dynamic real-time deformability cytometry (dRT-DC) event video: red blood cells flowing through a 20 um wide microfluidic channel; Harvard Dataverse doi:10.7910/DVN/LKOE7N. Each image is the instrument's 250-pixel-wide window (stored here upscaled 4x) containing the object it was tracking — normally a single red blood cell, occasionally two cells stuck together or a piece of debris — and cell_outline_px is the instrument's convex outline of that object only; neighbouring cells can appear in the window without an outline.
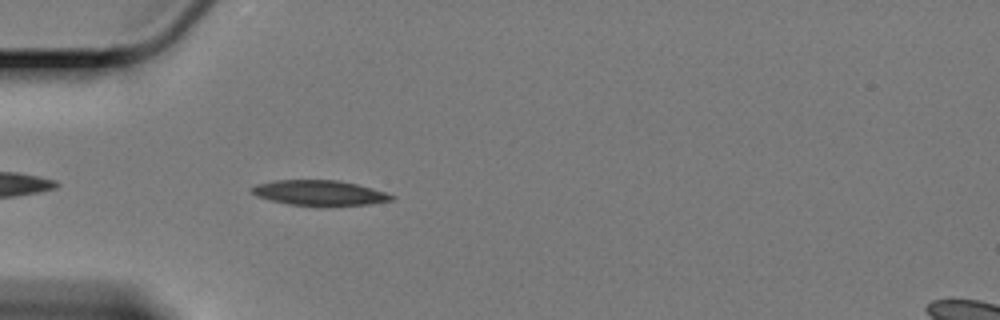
{"species": "Egyptian fruit bat (a non-hibernating species)", "species_latin": "Rousettus aegyptiacus", "temperature_condition": "cold", "stored_images_in_passage": 29, "camera_frame_rate_fps": 3000, "um_per_image_px": 0.085, "animal": {"sex": "female"}, "frame": {"image": 1, "passage_image": 3, "time_ms": 0.667, "image_size_px": [1000, 320], "cell_outline_px": [[396, 196], [392, 200], [368, 204], [288, 204], [256, 196], [252, 192], [252, 188], [256, 184], [276, 180], [340, 180], [372, 188]], "centroid_in_image_um": [27.14, 16.36], "position_along_channel_um": 57.9, "area_um2": 19.77}}
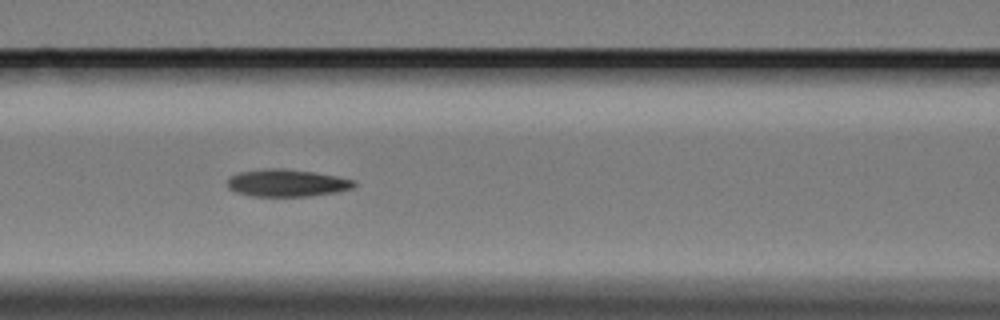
{"frame": {"image": 2, "passage_image": 11, "time_ms": 3.333, "image_size_px": [1000, 320], "cell_outline_px": [[356, 184], [352, 188], [336, 192], [308, 196], [252, 196], [236, 192], [228, 188], [228, 180], [232, 176], [240, 172], [264, 168], [284, 168], [316, 172], [356, 180]], "centroid_in_image_um": [24.4, 15.54], "position_along_channel_um": 142.2, "area_um2": 20.17}}
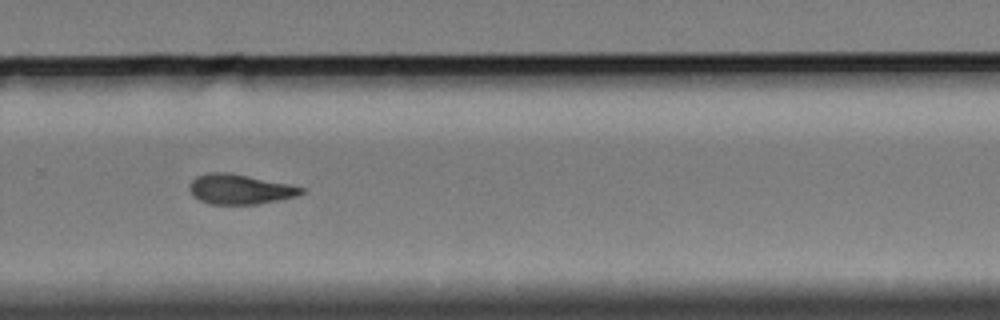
{"frame": {"image": 3, "passage_image": 26, "time_ms": 8.333, "image_size_px": [1000, 320], "cell_outline_px": [[304, 192], [296, 196], [256, 204], [212, 204], [200, 200], [192, 192], [192, 180], [196, 176], [208, 172], [232, 172], [288, 184], [304, 188]], "centroid_in_image_um": [20.41, 16.06], "position_along_channel_um": 309.4, "area_um2": 19.13}}